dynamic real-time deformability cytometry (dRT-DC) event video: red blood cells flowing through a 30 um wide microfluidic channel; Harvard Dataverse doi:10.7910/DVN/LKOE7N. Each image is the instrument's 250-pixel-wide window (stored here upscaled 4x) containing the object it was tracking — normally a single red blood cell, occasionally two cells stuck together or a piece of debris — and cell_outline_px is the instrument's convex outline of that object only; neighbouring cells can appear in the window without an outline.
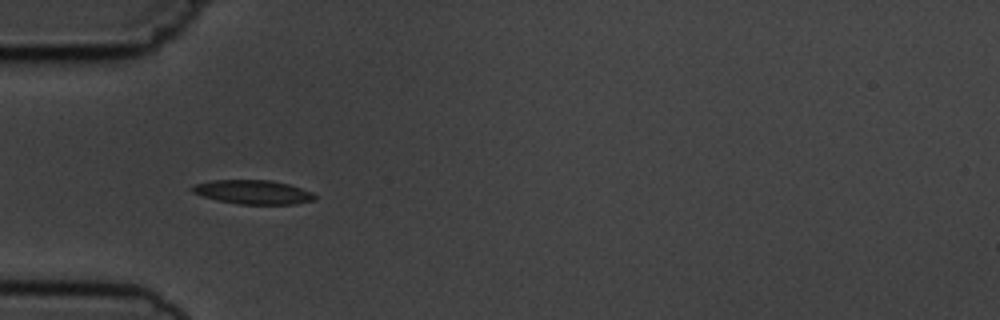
{"species": "common noctule bat (a hibernating species)", "species_latin": "Nyctalus noctula", "temperature_condition": "cold", "stored_images_in_passage": 8, "camera_frame_rate_fps": 3000, "um_per_image_px": 0.085, "animal": {"sex": "male", "body_mass_g": 19.5, "forearm_length_mm": 54.6}, "frame": {"image": 1, "passage_image": 6, "time_ms": 5.667, "image_size_px": [1000, 320], "cell_outline_px": [[316, 200], [296, 204], [240, 204], [216, 200], [192, 192], [188, 188], [192, 184], [212, 180], [272, 180], [288, 184], [312, 192], [316, 196]], "centroid_in_image_um": [21.48, 16.32], "position_along_channel_um": 63.5, "area_um2": 17.28}}
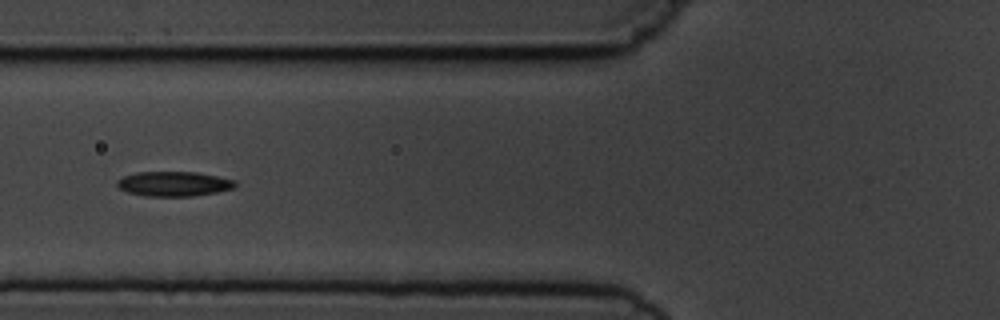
{"frame": {"image": 2, "passage_image": 7, "time_ms": 7.0, "image_size_px": [1000, 320], "cell_outline_px": [[236, 188], [216, 192], [192, 196], [144, 196], [128, 192], [120, 188], [116, 184], [116, 180], [124, 176], [136, 172], [196, 172], [236, 180]], "centroid_in_image_um": [14.78, 15.62], "position_along_channel_um": 111.0, "area_um2": 17.05}}
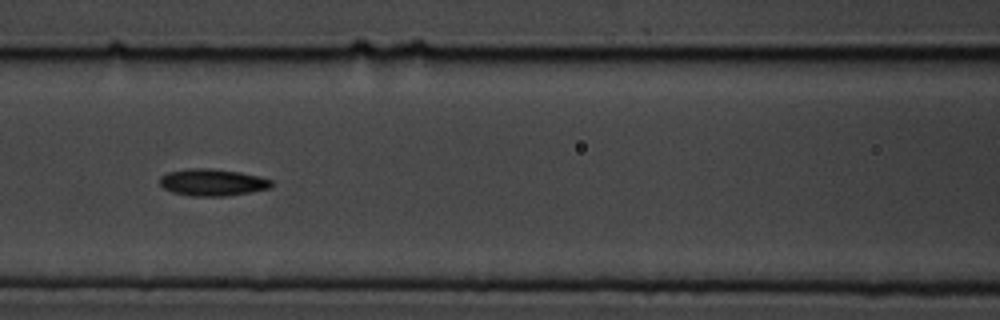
{"frame": {"image": 3, "passage_image": 8, "time_ms": 8.0, "image_size_px": [1000, 320], "cell_outline_px": [[272, 188], [224, 196], [192, 196], [172, 192], [164, 188], [160, 184], [160, 176], [168, 172], [188, 168], [208, 168], [240, 172], [260, 176], [272, 180]], "centroid_in_image_um": [18.06, 15.49], "position_along_channel_um": 148.5, "area_um2": 17.51}}